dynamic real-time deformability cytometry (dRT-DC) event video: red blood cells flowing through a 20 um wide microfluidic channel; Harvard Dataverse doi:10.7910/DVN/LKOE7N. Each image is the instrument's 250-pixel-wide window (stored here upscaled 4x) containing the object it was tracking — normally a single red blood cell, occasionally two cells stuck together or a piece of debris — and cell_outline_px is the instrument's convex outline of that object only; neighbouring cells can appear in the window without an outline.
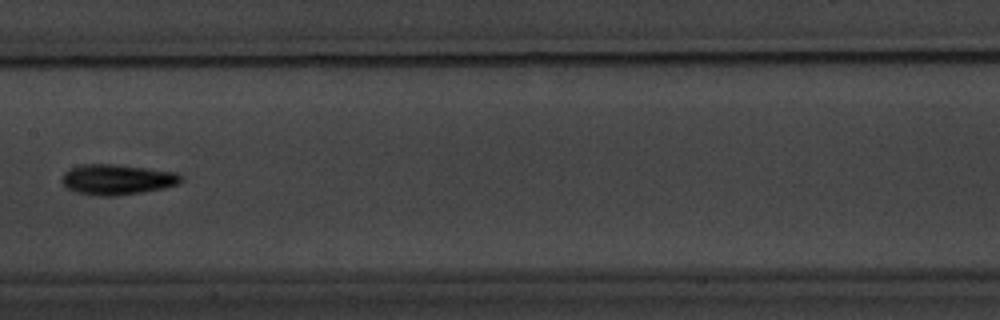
{"species": "common noctule bat (a hibernating species)", "species_latin": "Nyctalus noctula", "temperature_condition": "warm", "stored_images_in_passage": 15, "camera_frame_rate_fps": 3000, "um_per_image_px": 0.085, "animal": {"sex": "male", "body_mass_g": 20.1, "forearm_length_mm": 53.5}, "frame": {"image": 1, "passage_image": 8, "time_ms": 9.0, "image_size_px": [1000, 320], "cell_outline_px": [[184, 180], [180, 184], [164, 188], [116, 196], [100, 196], [76, 192], [68, 188], [60, 180], [64, 172], [80, 164], [112, 164], [148, 168], [176, 172], [184, 176]], "centroid_in_image_um": [9.99, 15.25], "position_along_channel_um": 197.4, "area_um2": 21.21}}
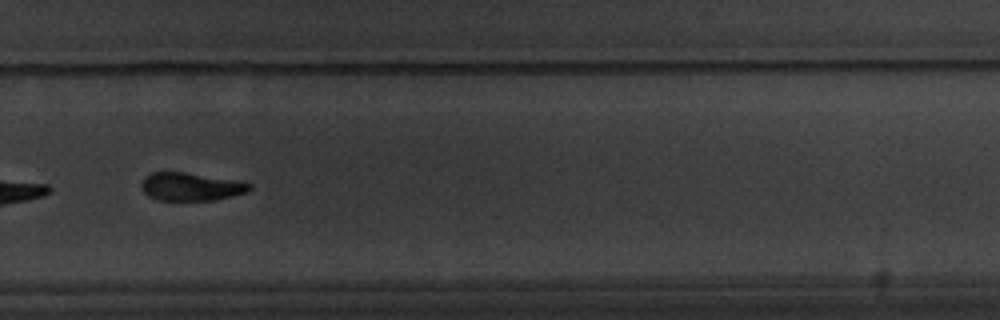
{"frame": {"image": 2, "passage_image": 11, "time_ms": 12.333, "image_size_px": [1000, 320], "cell_outline_px": [[252, 188], [248, 192], [232, 196], [212, 200], [156, 200], [148, 196], [140, 188], [140, 184], [144, 176], [152, 172], [184, 172], [252, 184]], "centroid_in_image_um": [16.15, 15.88], "position_along_channel_um": 313.7, "area_um2": 17.51}}
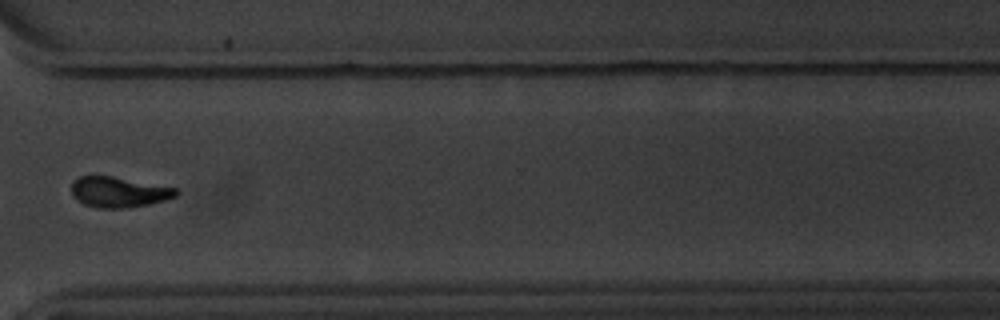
{"frame": {"image": 3, "passage_image": 12, "time_ms": 13.667, "image_size_px": [1000, 320], "cell_outline_px": [[180, 192], [176, 196], [164, 200], [148, 204], [124, 208], [96, 208], [84, 204], [76, 200], [72, 196], [72, 184], [80, 176], [112, 176], [180, 188]], "centroid_in_image_um": [10.12, 16.33], "position_along_channel_um": 360.5, "area_um2": 18.67}, "authors_computed_cell_mechanics": {"area_um2": 19.5364, "velocity_mm_per_s": 3.502, "shape_relaxation_time_tau1_ms": 2.054, "shape_relaxation_time_tau2_ms": 2.8392, "deformation_change_tau1": 0.1216, "deformation_change_tau2": 0.0668}}